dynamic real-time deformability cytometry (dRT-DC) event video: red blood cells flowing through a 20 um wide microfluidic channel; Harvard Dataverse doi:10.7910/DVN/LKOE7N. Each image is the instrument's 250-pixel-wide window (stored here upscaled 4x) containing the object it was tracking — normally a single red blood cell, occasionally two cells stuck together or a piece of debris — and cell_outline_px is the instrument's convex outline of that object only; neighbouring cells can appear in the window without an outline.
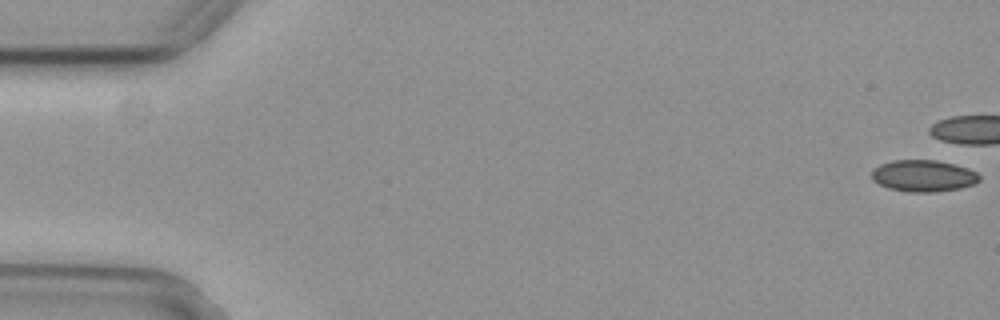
{"species": "common noctule bat (a hibernating species)", "species_latin": "Nyctalus noctula", "temperature_condition": "cold", "stored_images_in_passage": 6, "camera_frame_rate_fps": 3000, "um_per_image_px": 0.085, "animal": {"sex": "female", "body_mass_g": 29.2, "forearm_length_mm": 56.3}, "frame": {"image": 1, "passage_image": 1, "time_ms": 0.0, "image_size_px": [1000, 320], "cell_outline_px": [[980, 180], [976, 184], [960, 188], [936, 192], [908, 192], [888, 188], [872, 180], [872, 172], [880, 164], [892, 160], [936, 160], [956, 164], [968, 168], [976, 172], [980, 176]], "centroid_in_image_um": [78.52, 14.95], "position_along_channel_um": 6.5, "area_um2": 20.0}}